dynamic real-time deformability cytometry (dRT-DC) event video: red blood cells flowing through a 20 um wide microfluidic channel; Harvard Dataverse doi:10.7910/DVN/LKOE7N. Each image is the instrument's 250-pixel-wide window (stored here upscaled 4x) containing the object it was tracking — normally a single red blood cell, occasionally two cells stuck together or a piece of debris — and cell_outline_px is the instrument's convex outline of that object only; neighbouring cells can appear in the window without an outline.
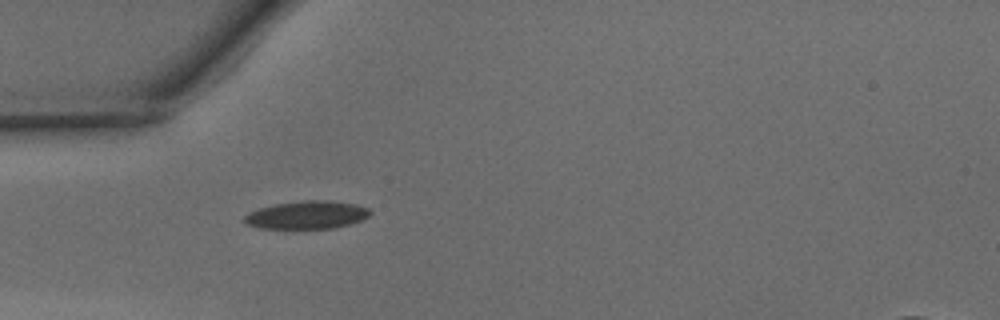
{"species": "common noctule bat (a hibernating species)", "species_latin": "Nyctalus noctula", "temperature_condition": "warm", "stored_images_in_passage": 35, "camera_frame_rate_fps": 3000, "um_per_image_px": 0.085, "animal": {"sex": "male", "body_mass_g": 15.6}, "frame": {"image": 1, "passage_image": 1, "time_ms": 0.0, "image_size_px": [1000, 320], "cell_outline_px": [[372, 212], [364, 220], [332, 228], [260, 228], [244, 224], [244, 216], [260, 208], [276, 204], [304, 200], [328, 200], [356, 204], [368, 208]], "centroid_in_image_um": [26.11, 18.27], "position_along_channel_um": 58.9, "area_um2": 20.35}}
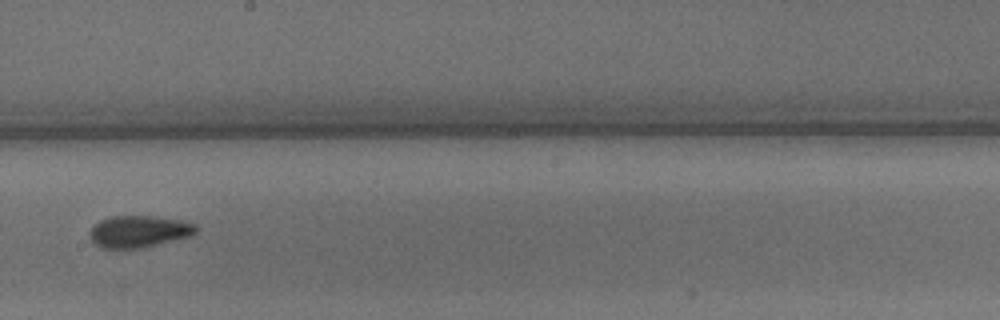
{"frame": {"image": 2, "passage_image": 14, "time_ms": 4.333, "image_size_px": [1000, 320], "cell_outline_px": [[196, 232], [188, 236], [140, 248], [100, 248], [92, 240], [88, 232], [100, 220], [112, 216], [156, 216], [180, 220], [196, 224]], "centroid_in_image_um": [11.77, 19.66], "position_along_channel_um": 236.4, "area_um2": 19.42}}
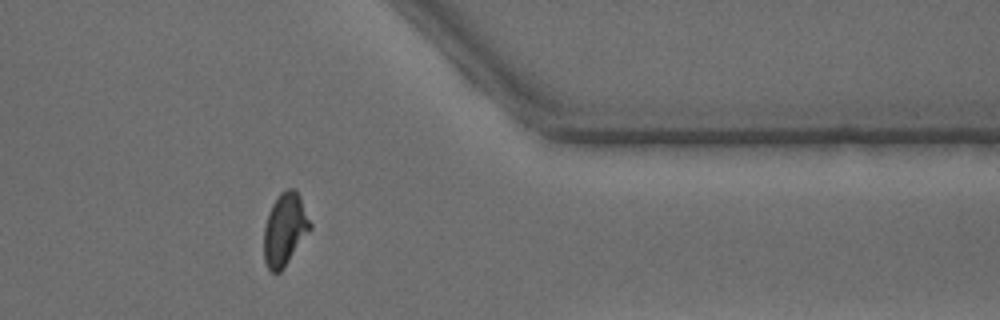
{"frame": {"image": 3, "passage_image": 26, "time_ms": 8.333, "image_size_px": [1000, 320], "cell_outline_px": [[312, 228], [284, 268], [280, 272], [272, 272], [268, 268], [264, 260], [264, 228], [268, 212], [272, 204], [280, 192], [284, 188], [296, 188], [300, 196], [312, 224]], "centroid_in_image_um": [24.22, 19.47], "position_along_channel_um": 387.2, "area_um2": 19.77}, "authors_computed_cell_mechanics": {"area_um2": 19.4786, "velocity_mm_per_s": 4.1557, "shape_relaxation_time_tau1_ms": 4.1712, "shape_relaxation_time_tau2_ms": 1.115, "deformation_change_tau1": 0.1497, "deformation_change_tau2": 0.0679}}